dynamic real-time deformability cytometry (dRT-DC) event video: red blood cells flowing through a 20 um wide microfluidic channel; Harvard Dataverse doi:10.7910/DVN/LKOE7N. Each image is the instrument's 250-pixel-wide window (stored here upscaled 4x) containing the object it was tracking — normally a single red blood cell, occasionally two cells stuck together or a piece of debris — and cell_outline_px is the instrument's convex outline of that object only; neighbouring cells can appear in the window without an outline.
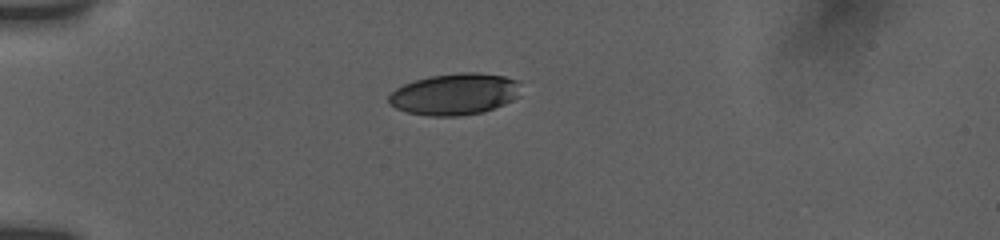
{"species": "human", "species_latin": "Homo sapiens", "temperature_condition": "room temperature", "stored_images_in_passage": 29, "camera_frame_rate_fps": 3000, "um_per_image_px": 0.085, "donor": {"sex": "female"}, "frame": {"image": 1, "passage_image": 1, "time_ms": 0.0, "image_size_px": [1000, 240], "cell_outline_px": [[520, 96], [504, 104], [484, 112], [460, 116], [428, 116], [408, 112], [396, 108], [388, 104], [388, 96], [396, 88], [404, 84], [428, 76], [460, 72], [476, 72], [504, 76], [516, 80]], "centroid_in_image_um": [38.62, 8.0], "position_along_channel_um": 46.4, "area_um2": 32.02}}
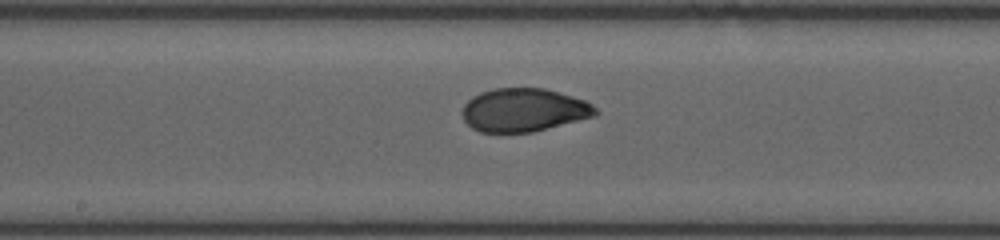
{"frame": {"image": 2, "passage_image": 13, "time_ms": 5.0, "image_size_px": [1000, 240], "cell_outline_px": [[600, 112], [596, 116], [532, 132], [480, 132], [472, 128], [464, 120], [460, 112], [464, 104], [472, 96], [480, 92], [492, 88], [544, 88], [572, 96], [584, 100], [592, 104]], "centroid_in_image_um": [44.51, 9.35], "position_along_channel_um": 203.7, "area_um2": 33.81}}
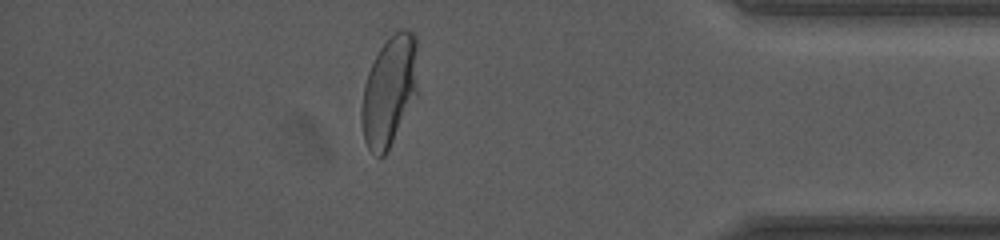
{"frame": {"image": 3, "passage_image": 25, "time_ms": 11.0, "image_size_px": [1000, 240], "cell_outline_px": [[416, 96], [384, 156], [376, 156], [368, 148], [364, 140], [360, 116], [360, 112], [364, 84], [368, 72], [380, 48], [400, 28], [408, 28], [416, 36]], "centroid_in_image_um": [33.06, 7.73], "position_along_channel_um": 402.1, "area_um2": 35.55}, "authors_computed_cell_mechanics": {"area_um2": 34.102, "velocity_mm_per_s": 3.7902, "shape_relaxation_time_tau1_ms": 5.4578, "shape_relaxation_time_tau2_ms": null, "deformation_change_tau1": 0.1742, "deformation_change_tau2": null}}